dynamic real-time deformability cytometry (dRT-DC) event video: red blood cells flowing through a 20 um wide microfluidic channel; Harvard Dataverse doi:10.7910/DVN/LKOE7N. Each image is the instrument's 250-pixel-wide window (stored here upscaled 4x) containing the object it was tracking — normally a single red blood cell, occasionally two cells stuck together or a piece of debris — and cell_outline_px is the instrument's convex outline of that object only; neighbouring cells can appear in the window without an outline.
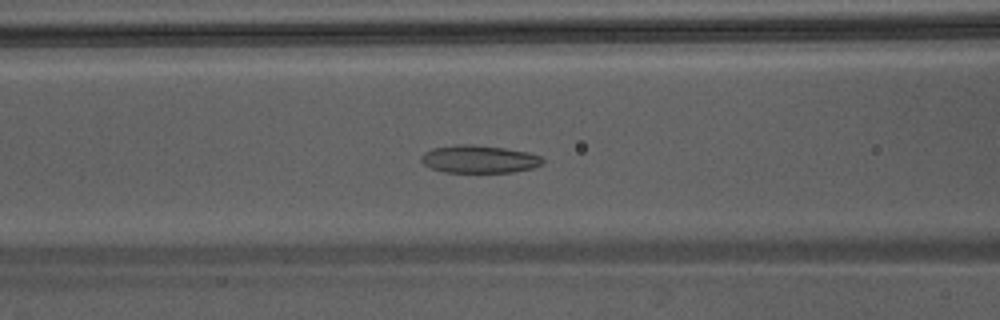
{"species": "Egyptian fruit bat (a non-hibernating species)", "species_latin": "Rousettus aegyptiacus", "temperature_condition": "warm", "stored_images_in_passage": 39, "camera_frame_rate_fps": 3000, "um_per_image_px": 0.085, "animal": {"sex": "male"}, "frame": {"image": 1, "passage_image": 12, "time_ms": 3.667, "image_size_px": [1000, 320], "cell_outline_px": [[544, 164], [532, 168], [512, 172], [444, 172], [432, 168], [424, 164], [420, 160], [420, 156], [424, 152], [432, 148], [456, 144], [472, 144], [504, 148], [528, 152], [540, 156], [544, 160]], "centroid_in_image_um": [40.72, 13.52], "position_along_channel_um": 125.9, "area_um2": 19.71}}
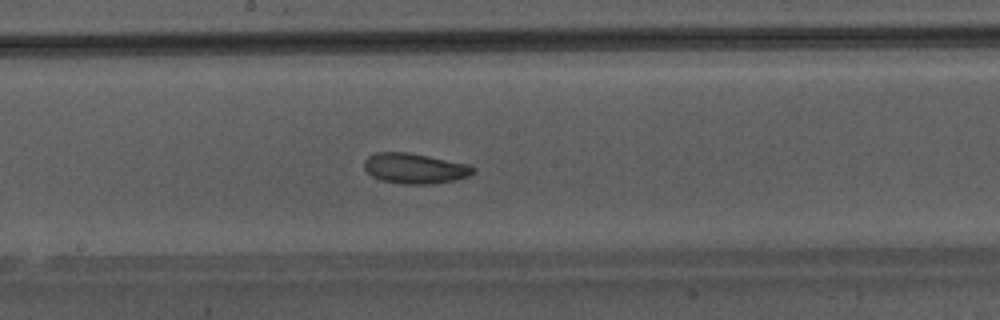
{"frame": {"image": 2, "passage_image": 18, "time_ms": 5.667, "image_size_px": [1000, 320], "cell_outline_px": [[476, 172], [468, 176], [456, 180], [432, 184], [404, 184], [380, 180], [372, 176], [364, 168], [364, 160], [368, 156], [376, 152], [408, 152], [468, 164], [476, 168]], "centroid_in_image_um": [35.26, 14.31], "position_along_channel_um": 212.9, "area_um2": 19.36}}
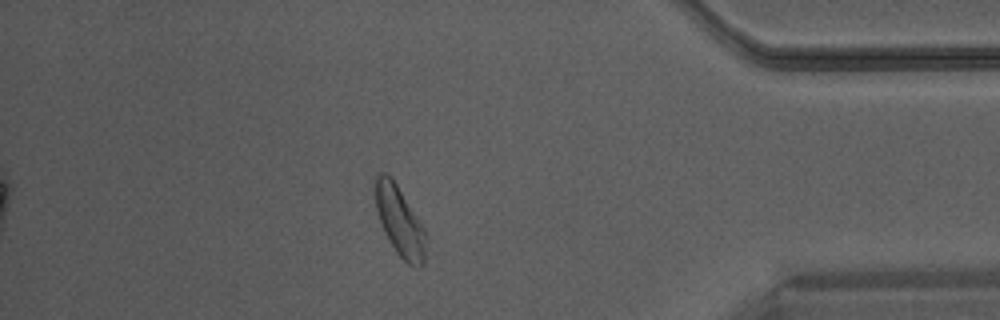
{"frame": {"image": 3, "passage_image": 33, "time_ms": 10.667, "image_size_px": [1000, 320], "cell_outline_px": [[428, 236], [424, 264], [420, 268], [416, 268], [408, 264], [396, 252], [388, 240], [384, 232], [376, 212], [376, 176], [380, 172], [384, 172], [396, 184], [424, 228]], "centroid_in_image_um": [34.01, 18.9], "position_along_channel_um": 401.2, "area_um2": 20.46}}